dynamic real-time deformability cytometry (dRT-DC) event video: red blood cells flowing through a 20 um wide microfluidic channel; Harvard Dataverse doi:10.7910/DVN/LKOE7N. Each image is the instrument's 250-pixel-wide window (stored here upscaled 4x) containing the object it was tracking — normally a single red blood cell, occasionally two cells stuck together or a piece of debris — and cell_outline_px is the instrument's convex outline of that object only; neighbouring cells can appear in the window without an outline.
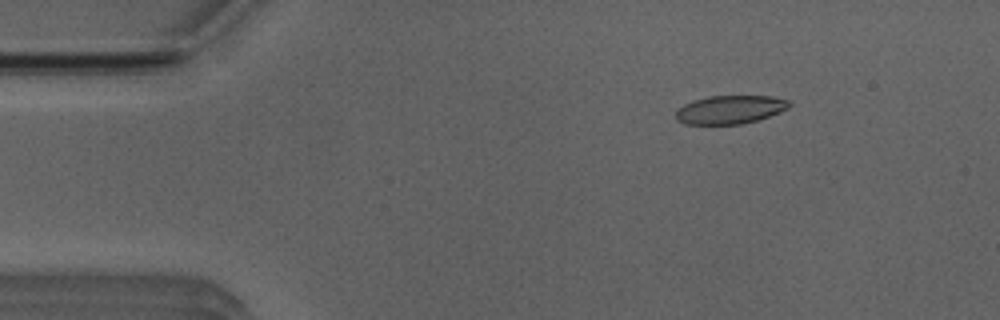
{"species": "Egyptian fruit bat (a non-hibernating species)", "species_latin": "Rousettus aegyptiacus", "temperature_condition": "room temperature", "stored_images_in_passage": 45, "camera_frame_rate_fps": 3000, "um_per_image_px": 0.085, "animal": {"sex": "male"}, "frame": {"image": 1, "passage_image": 1, "time_ms": 0.0, "image_size_px": [1000, 320], "cell_outline_px": [[792, 104], [788, 108], [780, 112], [756, 120], [740, 124], [684, 124], [676, 120], [676, 108], [692, 100], [708, 96], [772, 96], [788, 100]], "centroid_in_image_um": [62.02, 9.31], "position_along_channel_um": 23.0, "area_um2": 18.84}}
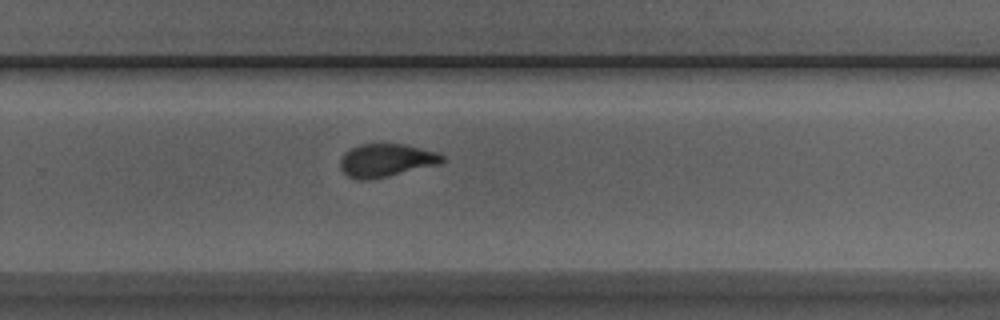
{"frame": {"image": 2, "passage_image": 27, "time_ms": 8.667, "image_size_px": [1000, 320], "cell_outline_px": [[444, 160], [436, 164], [372, 180], [356, 180], [348, 176], [340, 168], [340, 160], [344, 152], [348, 148], [360, 144], [404, 144], [436, 152], [444, 156]], "centroid_in_image_um": [32.74, 13.63], "position_along_channel_um": 297.1, "area_um2": 19.54}}
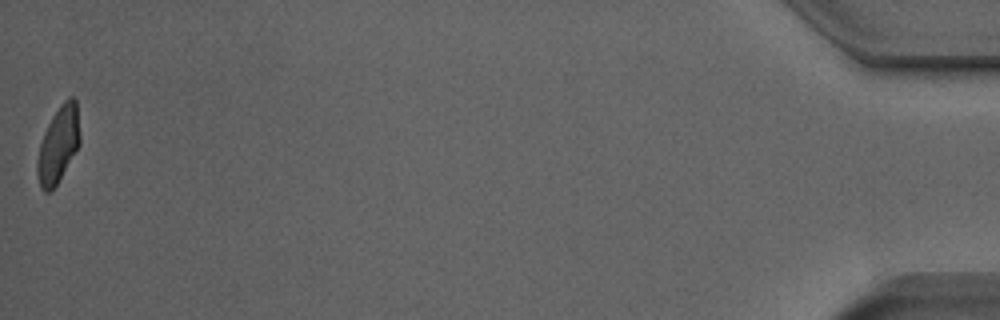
{"frame": {"image": 3, "passage_image": 45, "time_ms": 14.667, "image_size_px": [1000, 320], "cell_outline_px": [[80, 144], [56, 184], [48, 192], [44, 192], [40, 188], [36, 172], [36, 160], [40, 144], [44, 132], [52, 116], [64, 100], [68, 96], [72, 96], [76, 100], [80, 136]], "centroid_in_image_um": [4.94, 12.28], "position_along_channel_um": 430.3, "area_um2": 18.79}, "authors_computed_cell_mechanics": {"area_um2": 19.8254, "velocity_mm_per_s": 3.9749, "shape_relaxation_time_tau1_ms": 4.4734, "shape_relaxation_time_tau2_ms": 1.3644, "deformation_change_tau1": 0.1448, "deformation_change_tau2": 0.0848}}